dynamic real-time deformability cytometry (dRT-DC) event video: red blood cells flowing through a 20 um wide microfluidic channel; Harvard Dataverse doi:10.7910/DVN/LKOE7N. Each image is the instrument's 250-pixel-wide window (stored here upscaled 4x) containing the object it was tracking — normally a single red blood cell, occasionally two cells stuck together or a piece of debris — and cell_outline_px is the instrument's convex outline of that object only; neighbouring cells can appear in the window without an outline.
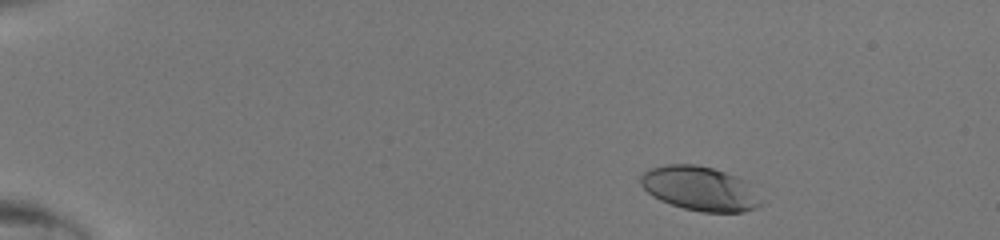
{"species": "human", "species_latin": "Homo sapiens", "temperature_condition": "room temperature", "stored_images_in_passage": 45, "camera_frame_rate_fps": 3000, "um_per_image_px": 0.085, "donor": {"sex": "male"}, "frame": {"image": 1, "passage_image": 4, "time_ms": 1.0, "image_size_px": [1000, 240], "cell_outline_px": [[764, 204], [756, 208], [744, 212], [700, 212], [684, 208], [660, 200], [652, 196], [640, 184], [640, 176], [644, 172], [652, 168], [668, 164], [696, 164], [712, 168], [736, 176]], "centroid_in_image_um": [59.42, 16.04], "position_along_channel_um": 25.6, "area_um2": 30.4}}
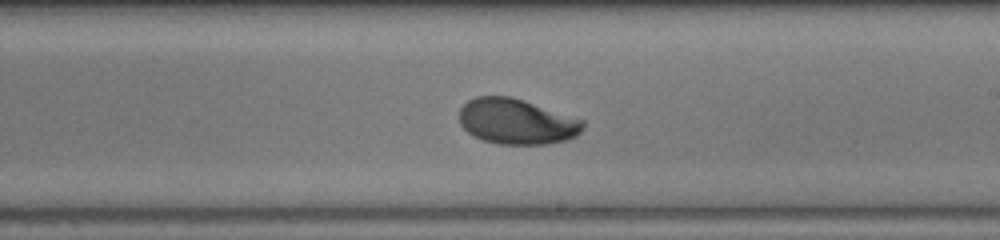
{"frame": {"image": 2, "passage_image": 27, "time_ms": 8.667, "image_size_px": [1000, 240], "cell_outline_px": [[584, 128], [576, 136], [564, 140], [544, 144], [500, 144], [484, 140], [472, 136], [460, 124], [460, 108], [468, 100], [476, 96], [512, 96], [584, 120]], "centroid_in_image_um": [43.9, 10.32], "position_along_channel_um": 245.1, "area_um2": 32.71}}
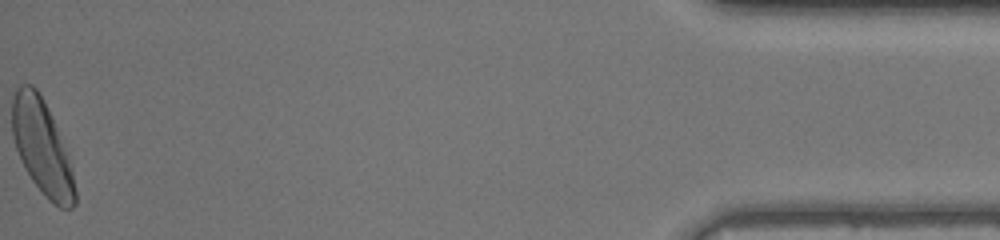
{"frame": {"image": 3, "passage_image": 45, "time_ms": 14.667, "image_size_px": [1000, 240], "cell_outline_px": [[76, 204], [72, 208], [60, 208], [48, 200], [32, 180], [24, 168], [16, 148], [12, 136], [12, 96], [16, 88], [20, 84], [32, 84], [36, 88], [52, 120], [68, 160], [72, 172], [76, 192]], "centroid_in_image_um": [3.52, 12.54], "position_along_channel_um": 431.7, "area_um2": 33.76}}